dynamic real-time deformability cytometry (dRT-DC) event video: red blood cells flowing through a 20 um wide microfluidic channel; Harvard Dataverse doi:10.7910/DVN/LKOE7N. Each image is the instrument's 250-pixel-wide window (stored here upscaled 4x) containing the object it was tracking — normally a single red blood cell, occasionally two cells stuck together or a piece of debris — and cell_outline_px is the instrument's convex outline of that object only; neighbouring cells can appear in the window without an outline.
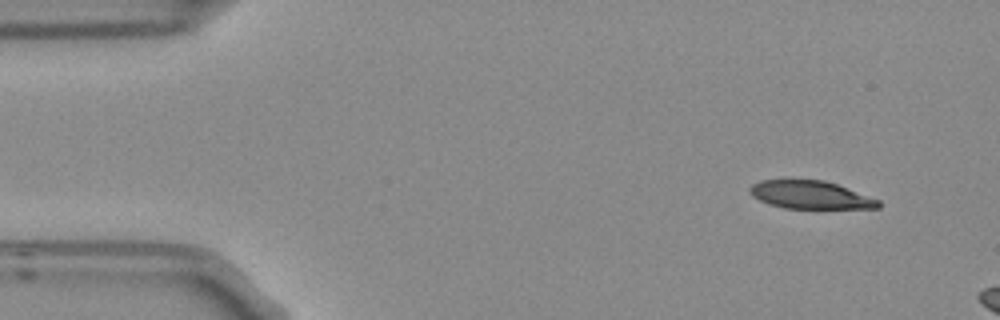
{"species": "Egyptian fruit bat (a non-hibernating species)", "species_latin": "Rousettus aegyptiacus", "temperature_condition": "room temperature", "stored_images_in_passage": 3, "camera_frame_rate_fps": 3000, "um_per_image_px": 0.085, "frame": {"image": 1, "passage_image": 1, "time_ms": 0.0, "image_size_px": [1000, 320], "cell_outline_px": [[880, 208], [784, 208], [768, 204], [752, 196], [748, 192], [748, 188], [752, 184], [760, 180], [824, 180], [836, 184], [880, 200]], "centroid_in_image_um": [68.84, 16.56], "position_along_channel_um": 16.2, "area_um2": 20.87}}